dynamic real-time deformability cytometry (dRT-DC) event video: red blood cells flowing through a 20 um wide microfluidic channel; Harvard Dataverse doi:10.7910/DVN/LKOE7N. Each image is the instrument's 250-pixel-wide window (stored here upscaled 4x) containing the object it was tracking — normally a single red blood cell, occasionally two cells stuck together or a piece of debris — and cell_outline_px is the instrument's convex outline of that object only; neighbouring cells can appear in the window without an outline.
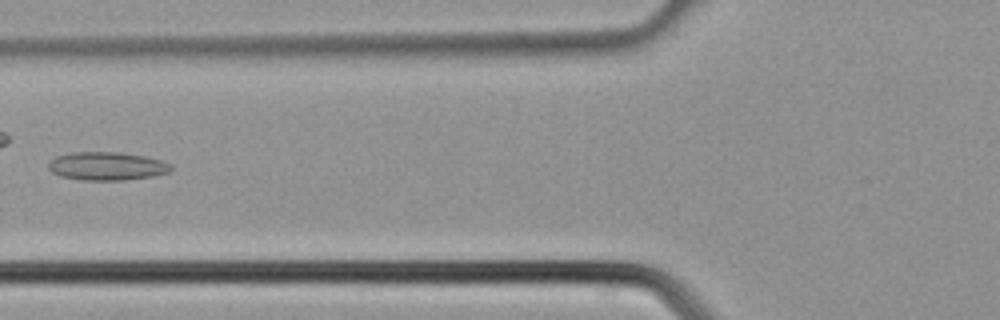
{"species": "common noctule bat (a hibernating species)", "species_latin": "Nyctalus noctula", "temperature_condition": "cold", "stored_images_in_passage": 3, "camera_frame_rate_fps": 3000, "um_per_image_px": 0.085, "animal": {"sex": "male", "body_mass_g": 21.5, "forearm_length_mm": 52.0}, "frame": {"image": 1, "passage_image": 3, "time_ms": 0.667, "image_size_px": [1000, 320], "cell_outline_px": [[172, 168], [168, 172], [152, 176], [124, 180], [84, 180], [60, 176], [52, 172], [48, 168], [48, 164], [56, 156], [72, 152], [120, 152], [144, 156], [160, 160], [172, 164]], "centroid_in_image_um": [9.08, 14.11], "position_along_channel_um": 116.7, "area_um2": 20.11}}